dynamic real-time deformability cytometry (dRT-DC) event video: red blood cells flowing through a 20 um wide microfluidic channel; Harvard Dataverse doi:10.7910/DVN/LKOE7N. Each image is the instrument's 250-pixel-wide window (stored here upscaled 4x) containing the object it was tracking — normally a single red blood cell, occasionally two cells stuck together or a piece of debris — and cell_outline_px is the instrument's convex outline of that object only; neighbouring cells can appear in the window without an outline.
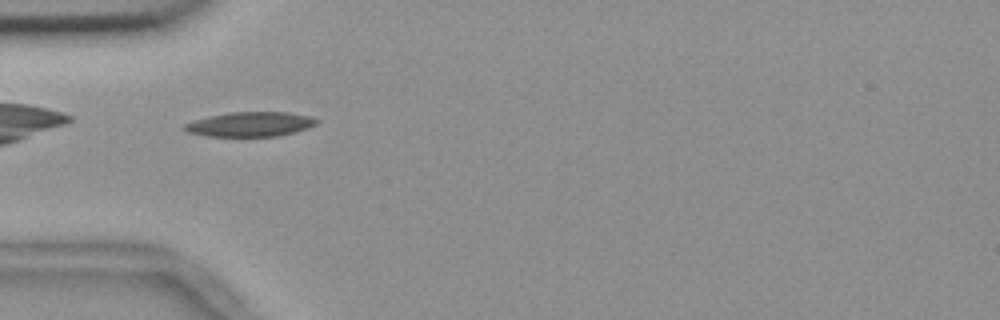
{"species": "common noctule bat (a hibernating species)", "species_latin": "Nyctalus noctula", "temperature_condition": "room temperature", "stored_images_in_passage": 40, "camera_frame_rate_fps": 3000, "um_per_image_px": 0.085, "animal": {"sex": "female", "body_mass_g": 18.4}, "frame": {"image": 1, "passage_image": 3, "time_ms": 0.667, "image_size_px": [1000, 320], "cell_outline_px": [[320, 120], [316, 124], [292, 132], [276, 136], [204, 136], [188, 132], [180, 128], [184, 124], [196, 120], [212, 116], [232, 112], [288, 112], [312, 116]], "centroid_in_image_um": [21.26, 10.56], "position_along_channel_um": 63.7, "area_um2": 18.73}}
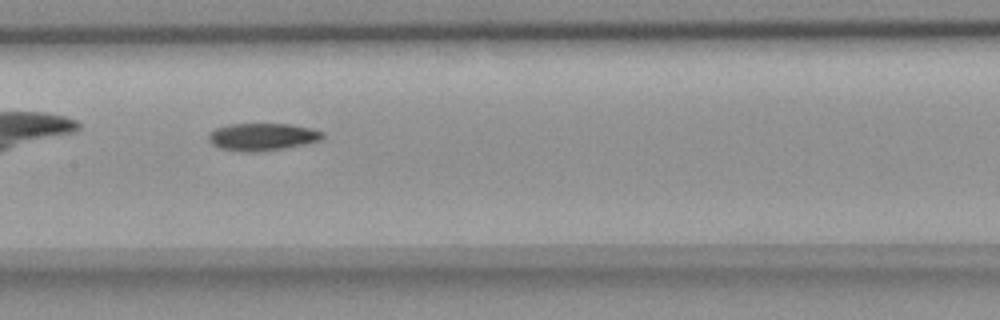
{"frame": {"image": 2, "passage_image": 13, "time_ms": 4.0, "image_size_px": [1000, 320], "cell_outline_px": [[324, 136], [320, 140], [304, 144], [284, 148], [256, 152], [248, 152], [220, 148], [212, 144], [208, 140], [208, 136], [216, 128], [228, 124], [288, 124], [308, 128], [324, 132]], "centroid_in_image_um": [22.28, 11.63], "position_along_channel_um": 185.1, "area_um2": 17.98}}
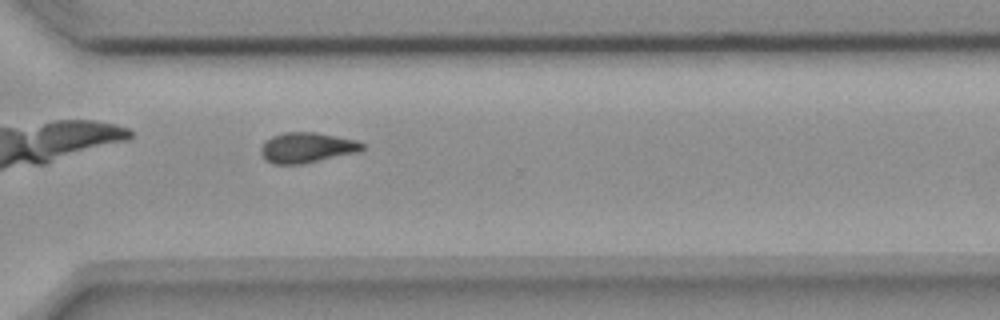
{"frame": {"image": 3, "passage_image": 26, "time_ms": 8.333, "image_size_px": [1000, 320], "cell_outline_px": [[364, 148], [356, 152], [304, 164], [272, 164], [260, 152], [260, 148], [264, 140], [272, 136], [284, 132], [316, 132], [356, 140], [364, 144]], "centroid_in_image_um": [26.05, 12.54], "position_along_channel_um": 344.5, "area_um2": 17.86}}